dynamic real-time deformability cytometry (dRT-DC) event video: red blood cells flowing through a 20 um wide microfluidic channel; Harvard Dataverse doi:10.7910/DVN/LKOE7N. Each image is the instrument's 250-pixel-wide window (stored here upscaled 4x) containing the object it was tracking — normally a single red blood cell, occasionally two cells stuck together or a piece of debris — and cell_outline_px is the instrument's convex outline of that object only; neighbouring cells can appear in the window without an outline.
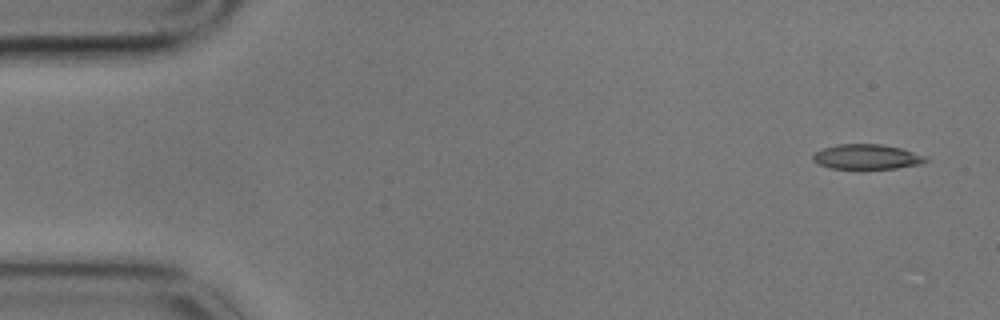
{"species": "common noctule bat (a hibernating species)", "species_latin": "Nyctalus noctula", "temperature_condition": "cold", "stored_images_in_passage": 6, "camera_frame_rate_fps": 3000, "um_per_image_px": 0.085, "animal": {"sex": "male", "body_mass_g": 17.9}, "frame": {"image": 1, "passage_image": 1, "time_ms": 0.0, "image_size_px": [1000, 320], "cell_outline_px": [[928, 160], [924, 164], [896, 168], [860, 172], [828, 168], [812, 160], [812, 156], [816, 152], [824, 148], [836, 144], [880, 144], [900, 148], [928, 156]], "centroid_in_image_um": [73.69, 13.38], "position_along_channel_um": 11.3, "area_um2": 17.34}}